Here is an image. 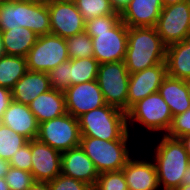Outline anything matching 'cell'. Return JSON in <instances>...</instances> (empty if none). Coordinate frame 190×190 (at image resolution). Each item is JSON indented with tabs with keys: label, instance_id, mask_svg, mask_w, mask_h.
Instances as JSON below:
<instances>
[{
	"label": "cell",
	"instance_id": "cell-5",
	"mask_svg": "<svg viewBox=\"0 0 190 190\" xmlns=\"http://www.w3.org/2000/svg\"><path fill=\"white\" fill-rule=\"evenodd\" d=\"M130 131L131 129L121 139L114 141L81 136L80 147L93 161L99 174L120 171L126 165L132 154L128 148L129 143L133 142L134 138L131 137Z\"/></svg>",
	"mask_w": 190,
	"mask_h": 190
},
{
	"label": "cell",
	"instance_id": "cell-22",
	"mask_svg": "<svg viewBox=\"0 0 190 190\" xmlns=\"http://www.w3.org/2000/svg\"><path fill=\"white\" fill-rule=\"evenodd\" d=\"M159 93L169 105L173 117L190 109V97L184 79L167 75L159 88Z\"/></svg>",
	"mask_w": 190,
	"mask_h": 190
},
{
	"label": "cell",
	"instance_id": "cell-30",
	"mask_svg": "<svg viewBox=\"0 0 190 190\" xmlns=\"http://www.w3.org/2000/svg\"><path fill=\"white\" fill-rule=\"evenodd\" d=\"M93 190H128L123 171L100 173Z\"/></svg>",
	"mask_w": 190,
	"mask_h": 190
},
{
	"label": "cell",
	"instance_id": "cell-10",
	"mask_svg": "<svg viewBox=\"0 0 190 190\" xmlns=\"http://www.w3.org/2000/svg\"><path fill=\"white\" fill-rule=\"evenodd\" d=\"M69 60L66 39L45 34L38 39L26 56L27 70L48 73Z\"/></svg>",
	"mask_w": 190,
	"mask_h": 190
},
{
	"label": "cell",
	"instance_id": "cell-44",
	"mask_svg": "<svg viewBox=\"0 0 190 190\" xmlns=\"http://www.w3.org/2000/svg\"><path fill=\"white\" fill-rule=\"evenodd\" d=\"M0 190H10L8 184L5 181V178H0Z\"/></svg>",
	"mask_w": 190,
	"mask_h": 190
},
{
	"label": "cell",
	"instance_id": "cell-34",
	"mask_svg": "<svg viewBox=\"0 0 190 190\" xmlns=\"http://www.w3.org/2000/svg\"><path fill=\"white\" fill-rule=\"evenodd\" d=\"M190 133V109L182 114L173 117L172 125L167 132V136L179 139L183 135Z\"/></svg>",
	"mask_w": 190,
	"mask_h": 190
},
{
	"label": "cell",
	"instance_id": "cell-15",
	"mask_svg": "<svg viewBox=\"0 0 190 190\" xmlns=\"http://www.w3.org/2000/svg\"><path fill=\"white\" fill-rule=\"evenodd\" d=\"M31 153V173L35 181L49 182L61 174L62 153L37 138L31 140Z\"/></svg>",
	"mask_w": 190,
	"mask_h": 190
},
{
	"label": "cell",
	"instance_id": "cell-16",
	"mask_svg": "<svg viewBox=\"0 0 190 190\" xmlns=\"http://www.w3.org/2000/svg\"><path fill=\"white\" fill-rule=\"evenodd\" d=\"M61 174L85 182L93 188L99 176L93 161L80 145L62 153Z\"/></svg>",
	"mask_w": 190,
	"mask_h": 190
},
{
	"label": "cell",
	"instance_id": "cell-20",
	"mask_svg": "<svg viewBox=\"0 0 190 190\" xmlns=\"http://www.w3.org/2000/svg\"><path fill=\"white\" fill-rule=\"evenodd\" d=\"M50 89L47 73L27 70L11 90L12 100L28 106L37 96Z\"/></svg>",
	"mask_w": 190,
	"mask_h": 190
},
{
	"label": "cell",
	"instance_id": "cell-25",
	"mask_svg": "<svg viewBox=\"0 0 190 190\" xmlns=\"http://www.w3.org/2000/svg\"><path fill=\"white\" fill-rule=\"evenodd\" d=\"M27 72L26 57L5 55L0 58V86L12 90Z\"/></svg>",
	"mask_w": 190,
	"mask_h": 190
},
{
	"label": "cell",
	"instance_id": "cell-40",
	"mask_svg": "<svg viewBox=\"0 0 190 190\" xmlns=\"http://www.w3.org/2000/svg\"><path fill=\"white\" fill-rule=\"evenodd\" d=\"M179 139L183 143L185 150L188 153V157L190 158V133L183 135Z\"/></svg>",
	"mask_w": 190,
	"mask_h": 190
},
{
	"label": "cell",
	"instance_id": "cell-49",
	"mask_svg": "<svg viewBox=\"0 0 190 190\" xmlns=\"http://www.w3.org/2000/svg\"><path fill=\"white\" fill-rule=\"evenodd\" d=\"M6 1H9V0H0V4L3 3V2H6Z\"/></svg>",
	"mask_w": 190,
	"mask_h": 190
},
{
	"label": "cell",
	"instance_id": "cell-24",
	"mask_svg": "<svg viewBox=\"0 0 190 190\" xmlns=\"http://www.w3.org/2000/svg\"><path fill=\"white\" fill-rule=\"evenodd\" d=\"M6 55L26 57L36 43L38 36L25 27L1 31Z\"/></svg>",
	"mask_w": 190,
	"mask_h": 190
},
{
	"label": "cell",
	"instance_id": "cell-3",
	"mask_svg": "<svg viewBox=\"0 0 190 190\" xmlns=\"http://www.w3.org/2000/svg\"><path fill=\"white\" fill-rule=\"evenodd\" d=\"M161 140L154 146L153 162L158 176V184L163 190H176L190 163V158L180 139L160 135Z\"/></svg>",
	"mask_w": 190,
	"mask_h": 190
},
{
	"label": "cell",
	"instance_id": "cell-43",
	"mask_svg": "<svg viewBox=\"0 0 190 190\" xmlns=\"http://www.w3.org/2000/svg\"><path fill=\"white\" fill-rule=\"evenodd\" d=\"M6 55V51L3 45L2 35L0 32V58Z\"/></svg>",
	"mask_w": 190,
	"mask_h": 190
},
{
	"label": "cell",
	"instance_id": "cell-7",
	"mask_svg": "<svg viewBox=\"0 0 190 190\" xmlns=\"http://www.w3.org/2000/svg\"><path fill=\"white\" fill-rule=\"evenodd\" d=\"M173 121L169 105L164 101L159 92L150 94L143 100L134 104L127 112L128 131L131 126L146 127L151 133L166 135ZM136 123V124H135ZM131 126H130V125ZM163 133V134H162Z\"/></svg>",
	"mask_w": 190,
	"mask_h": 190
},
{
	"label": "cell",
	"instance_id": "cell-23",
	"mask_svg": "<svg viewBox=\"0 0 190 190\" xmlns=\"http://www.w3.org/2000/svg\"><path fill=\"white\" fill-rule=\"evenodd\" d=\"M167 75L178 79L190 78V37L166 48Z\"/></svg>",
	"mask_w": 190,
	"mask_h": 190
},
{
	"label": "cell",
	"instance_id": "cell-21",
	"mask_svg": "<svg viewBox=\"0 0 190 190\" xmlns=\"http://www.w3.org/2000/svg\"><path fill=\"white\" fill-rule=\"evenodd\" d=\"M28 106L39 124L67 113L64 92L52 88L41 93Z\"/></svg>",
	"mask_w": 190,
	"mask_h": 190
},
{
	"label": "cell",
	"instance_id": "cell-42",
	"mask_svg": "<svg viewBox=\"0 0 190 190\" xmlns=\"http://www.w3.org/2000/svg\"><path fill=\"white\" fill-rule=\"evenodd\" d=\"M186 0H162L163 6H169V5H173L179 2H183Z\"/></svg>",
	"mask_w": 190,
	"mask_h": 190
},
{
	"label": "cell",
	"instance_id": "cell-38",
	"mask_svg": "<svg viewBox=\"0 0 190 190\" xmlns=\"http://www.w3.org/2000/svg\"><path fill=\"white\" fill-rule=\"evenodd\" d=\"M27 190H50L48 182L35 181Z\"/></svg>",
	"mask_w": 190,
	"mask_h": 190
},
{
	"label": "cell",
	"instance_id": "cell-32",
	"mask_svg": "<svg viewBox=\"0 0 190 190\" xmlns=\"http://www.w3.org/2000/svg\"><path fill=\"white\" fill-rule=\"evenodd\" d=\"M4 178L10 190H27L35 182L31 172L12 166Z\"/></svg>",
	"mask_w": 190,
	"mask_h": 190
},
{
	"label": "cell",
	"instance_id": "cell-48",
	"mask_svg": "<svg viewBox=\"0 0 190 190\" xmlns=\"http://www.w3.org/2000/svg\"><path fill=\"white\" fill-rule=\"evenodd\" d=\"M58 1H69V2H74L75 0H58Z\"/></svg>",
	"mask_w": 190,
	"mask_h": 190
},
{
	"label": "cell",
	"instance_id": "cell-29",
	"mask_svg": "<svg viewBox=\"0 0 190 190\" xmlns=\"http://www.w3.org/2000/svg\"><path fill=\"white\" fill-rule=\"evenodd\" d=\"M74 2L85 22L92 18L110 15L115 12L109 0H75Z\"/></svg>",
	"mask_w": 190,
	"mask_h": 190
},
{
	"label": "cell",
	"instance_id": "cell-39",
	"mask_svg": "<svg viewBox=\"0 0 190 190\" xmlns=\"http://www.w3.org/2000/svg\"><path fill=\"white\" fill-rule=\"evenodd\" d=\"M10 168V163L7 160L0 159V178H4Z\"/></svg>",
	"mask_w": 190,
	"mask_h": 190
},
{
	"label": "cell",
	"instance_id": "cell-4",
	"mask_svg": "<svg viewBox=\"0 0 190 190\" xmlns=\"http://www.w3.org/2000/svg\"><path fill=\"white\" fill-rule=\"evenodd\" d=\"M25 27L37 36L50 34L47 3L9 0L0 4V32Z\"/></svg>",
	"mask_w": 190,
	"mask_h": 190
},
{
	"label": "cell",
	"instance_id": "cell-6",
	"mask_svg": "<svg viewBox=\"0 0 190 190\" xmlns=\"http://www.w3.org/2000/svg\"><path fill=\"white\" fill-rule=\"evenodd\" d=\"M81 136L106 141L121 139L127 132V113L110 105L93 109L78 117Z\"/></svg>",
	"mask_w": 190,
	"mask_h": 190
},
{
	"label": "cell",
	"instance_id": "cell-2",
	"mask_svg": "<svg viewBox=\"0 0 190 190\" xmlns=\"http://www.w3.org/2000/svg\"><path fill=\"white\" fill-rule=\"evenodd\" d=\"M166 48L155 27H128L127 71L136 73L165 62Z\"/></svg>",
	"mask_w": 190,
	"mask_h": 190
},
{
	"label": "cell",
	"instance_id": "cell-11",
	"mask_svg": "<svg viewBox=\"0 0 190 190\" xmlns=\"http://www.w3.org/2000/svg\"><path fill=\"white\" fill-rule=\"evenodd\" d=\"M155 28L166 46L190 37V0L164 6Z\"/></svg>",
	"mask_w": 190,
	"mask_h": 190
},
{
	"label": "cell",
	"instance_id": "cell-8",
	"mask_svg": "<svg viewBox=\"0 0 190 190\" xmlns=\"http://www.w3.org/2000/svg\"><path fill=\"white\" fill-rule=\"evenodd\" d=\"M130 73L124 60L99 64L96 81L107 105L127 113Z\"/></svg>",
	"mask_w": 190,
	"mask_h": 190
},
{
	"label": "cell",
	"instance_id": "cell-36",
	"mask_svg": "<svg viewBox=\"0 0 190 190\" xmlns=\"http://www.w3.org/2000/svg\"><path fill=\"white\" fill-rule=\"evenodd\" d=\"M12 101L11 90L0 86V121L2 120L5 110Z\"/></svg>",
	"mask_w": 190,
	"mask_h": 190
},
{
	"label": "cell",
	"instance_id": "cell-46",
	"mask_svg": "<svg viewBox=\"0 0 190 190\" xmlns=\"http://www.w3.org/2000/svg\"><path fill=\"white\" fill-rule=\"evenodd\" d=\"M176 190H190V185H181Z\"/></svg>",
	"mask_w": 190,
	"mask_h": 190
},
{
	"label": "cell",
	"instance_id": "cell-19",
	"mask_svg": "<svg viewBox=\"0 0 190 190\" xmlns=\"http://www.w3.org/2000/svg\"><path fill=\"white\" fill-rule=\"evenodd\" d=\"M163 7L162 0H131L121 20L128 27H155Z\"/></svg>",
	"mask_w": 190,
	"mask_h": 190
},
{
	"label": "cell",
	"instance_id": "cell-13",
	"mask_svg": "<svg viewBox=\"0 0 190 190\" xmlns=\"http://www.w3.org/2000/svg\"><path fill=\"white\" fill-rule=\"evenodd\" d=\"M64 96L66 112L75 118L106 105L96 80L70 86L64 91Z\"/></svg>",
	"mask_w": 190,
	"mask_h": 190
},
{
	"label": "cell",
	"instance_id": "cell-37",
	"mask_svg": "<svg viewBox=\"0 0 190 190\" xmlns=\"http://www.w3.org/2000/svg\"><path fill=\"white\" fill-rule=\"evenodd\" d=\"M131 0H109L111 7L113 10L120 15L124 12V10L129 6Z\"/></svg>",
	"mask_w": 190,
	"mask_h": 190
},
{
	"label": "cell",
	"instance_id": "cell-26",
	"mask_svg": "<svg viewBox=\"0 0 190 190\" xmlns=\"http://www.w3.org/2000/svg\"><path fill=\"white\" fill-rule=\"evenodd\" d=\"M99 64L94 57L70 60L71 86L96 80Z\"/></svg>",
	"mask_w": 190,
	"mask_h": 190
},
{
	"label": "cell",
	"instance_id": "cell-9",
	"mask_svg": "<svg viewBox=\"0 0 190 190\" xmlns=\"http://www.w3.org/2000/svg\"><path fill=\"white\" fill-rule=\"evenodd\" d=\"M37 139L63 153L80 145L78 118L69 113L39 124Z\"/></svg>",
	"mask_w": 190,
	"mask_h": 190
},
{
	"label": "cell",
	"instance_id": "cell-18",
	"mask_svg": "<svg viewBox=\"0 0 190 190\" xmlns=\"http://www.w3.org/2000/svg\"><path fill=\"white\" fill-rule=\"evenodd\" d=\"M0 122L28 141L37 138L39 123L27 105L12 100Z\"/></svg>",
	"mask_w": 190,
	"mask_h": 190
},
{
	"label": "cell",
	"instance_id": "cell-35",
	"mask_svg": "<svg viewBox=\"0 0 190 190\" xmlns=\"http://www.w3.org/2000/svg\"><path fill=\"white\" fill-rule=\"evenodd\" d=\"M32 153H31V140L23 145L17 152L12 156L9 163L10 166L21 170L31 172L32 169Z\"/></svg>",
	"mask_w": 190,
	"mask_h": 190
},
{
	"label": "cell",
	"instance_id": "cell-45",
	"mask_svg": "<svg viewBox=\"0 0 190 190\" xmlns=\"http://www.w3.org/2000/svg\"><path fill=\"white\" fill-rule=\"evenodd\" d=\"M21 1H30V2H37V3H48L50 0H21Z\"/></svg>",
	"mask_w": 190,
	"mask_h": 190
},
{
	"label": "cell",
	"instance_id": "cell-12",
	"mask_svg": "<svg viewBox=\"0 0 190 190\" xmlns=\"http://www.w3.org/2000/svg\"><path fill=\"white\" fill-rule=\"evenodd\" d=\"M47 5L51 34L67 39L84 32L85 21L75 2L50 0Z\"/></svg>",
	"mask_w": 190,
	"mask_h": 190
},
{
	"label": "cell",
	"instance_id": "cell-27",
	"mask_svg": "<svg viewBox=\"0 0 190 190\" xmlns=\"http://www.w3.org/2000/svg\"><path fill=\"white\" fill-rule=\"evenodd\" d=\"M28 140L0 122V159L10 161Z\"/></svg>",
	"mask_w": 190,
	"mask_h": 190
},
{
	"label": "cell",
	"instance_id": "cell-17",
	"mask_svg": "<svg viewBox=\"0 0 190 190\" xmlns=\"http://www.w3.org/2000/svg\"><path fill=\"white\" fill-rule=\"evenodd\" d=\"M152 160V161H151ZM128 190H160L158 176L153 159L131 157L121 169Z\"/></svg>",
	"mask_w": 190,
	"mask_h": 190
},
{
	"label": "cell",
	"instance_id": "cell-31",
	"mask_svg": "<svg viewBox=\"0 0 190 190\" xmlns=\"http://www.w3.org/2000/svg\"><path fill=\"white\" fill-rule=\"evenodd\" d=\"M49 84L52 89L66 91L70 86V59L62 62L48 73Z\"/></svg>",
	"mask_w": 190,
	"mask_h": 190
},
{
	"label": "cell",
	"instance_id": "cell-41",
	"mask_svg": "<svg viewBox=\"0 0 190 190\" xmlns=\"http://www.w3.org/2000/svg\"><path fill=\"white\" fill-rule=\"evenodd\" d=\"M181 185H190V163L182 177Z\"/></svg>",
	"mask_w": 190,
	"mask_h": 190
},
{
	"label": "cell",
	"instance_id": "cell-28",
	"mask_svg": "<svg viewBox=\"0 0 190 190\" xmlns=\"http://www.w3.org/2000/svg\"><path fill=\"white\" fill-rule=\"evenodd\" d=\"M69 59L93 57L92 38L84 31L66 39Z\"/></svg>",
	"mask_w": 190,
	"mask_h": 190
},
{
	"label": "cell",
	"instance_id": "cell-47",
	"mask_svg": "<svg viewBox=\"0 0 190 190\" xmlns=\"http://www.w3.org/2000/svg\"><path fill=\"white\" fill-rule=\"evenodd\" d=\"M185 82H186V87H187V90H188V93H189V97H190V78L186 79Z\"/></svg>",
	"mask_w": 190,
	"mask_h": 190
},
{
	"label": "cell",
	"instance_id": "cell-33",
	"mask_svg": "<svg viewBox=\"0 0 190 190\" xmlns=\"http://www.w3.org/2000/svg\"><path fill=\"white\" fill-rule=\"evenodd\" d=\"M50 190H93V187L80 180L59 174L49 181Z\"/></svg>",
	"mask_w": 190,
	"mask_h": 190
},
{
	"label": "cell",
	"instance_id": "cell-14",
	"mask_svg": "<svg viewBox=\"0 0 190 190\" xmlns=\"http://www.w3.org/2000/svg\"><path fill=\"white\" fill-rule=\"evenodd\" d=\"M166 76V62L131 73L128 84L127 112L138 101L143 100L150 94L159 92Z\"/></svg>",
	"mask_w": 190,
	"mask_h": 190
},
{
	"label": "cell",
	"instance_id": "cell-1",
	"mask_svg": "<svg viewBox=\"0 0 190 190\" xmlns=\"http://www.w3.org/2000/svg\"><path fill=\"white\" fill-rule=\"evenodd\" d=\"M84 31L92 38L93 57L100 63L122 61L128 43V26L117 12L85 22Z\"/></svg>",
	"mask_w": 190,
	"mask_h": 190
}]
</instances>
